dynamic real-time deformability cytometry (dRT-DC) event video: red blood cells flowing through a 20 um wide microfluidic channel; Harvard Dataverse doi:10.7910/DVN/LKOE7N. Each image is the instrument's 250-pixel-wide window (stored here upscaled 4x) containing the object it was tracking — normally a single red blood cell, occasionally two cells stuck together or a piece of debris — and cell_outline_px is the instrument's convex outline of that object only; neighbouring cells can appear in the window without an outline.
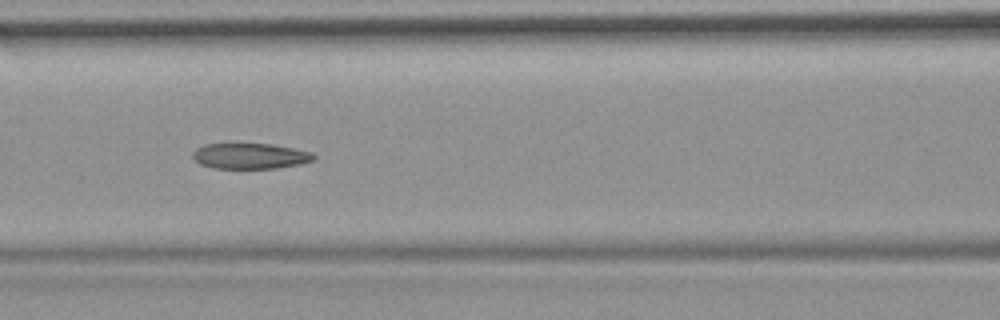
{"species": "common noctule bat (a hibernating species)", "species_latin": "Nyctalus noctula", "temperature_condition": "room temperature", "stored_images_in_passage": 15, "camera_frame_rate_fps": 3000, "um_per_image_px": 0.085, "animal": {"sex": "female", "body_mass_g": 19.9}, "frame": {"image": 1, "passage_image": 7, "time_ms": 2.0, "image_size_px": [1000, 320], "cell_outline_px": [[316, 160], [300, 164], [276, 168], [212, 168], [200, 164], [192, 156], [192, 152], [196, 148], [204, 144], [272, 144], [312, 152], [316, 156]], "centroid_in_image_um": [21.27, 13.26], "position_along_channel_um": 145.3, "area_um2": 18.09}}